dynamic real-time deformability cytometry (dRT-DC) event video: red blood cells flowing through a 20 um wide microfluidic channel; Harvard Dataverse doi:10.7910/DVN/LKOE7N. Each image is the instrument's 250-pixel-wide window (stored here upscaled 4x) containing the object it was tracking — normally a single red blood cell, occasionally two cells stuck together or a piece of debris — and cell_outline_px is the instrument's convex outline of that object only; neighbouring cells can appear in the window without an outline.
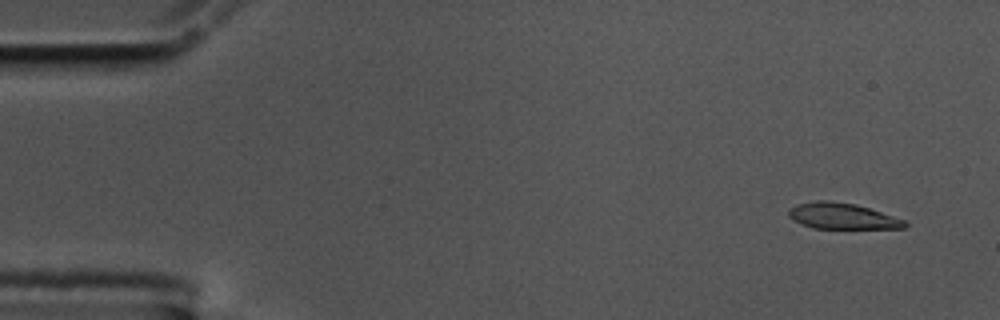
{"species": "common noctule bat (a hibernating species)", "species_latin": "Nyctalus noctula", "temperature_condition": "cold", "stored_images_in_passage": 12, "camera_frame_rate_fps": 3000, "um_per_image_px": 0.085, "animal": {"sex": "male", "body_mass_g": 17.5, "forearm_length_mm": 52.3}, "frame": {"image": 1, "passage_image": 3, "time_ms": 0.667, "image_size_px": [1000, 320], "cell_outline_px": [[908, 224], [904, 228], [812, 228], [800, 224], [792, 220], [788, 216], [788, 208], [796, 204], [816, 200], [824, 200], [856, 204], [904, 220]], "centroid_in_image_um": [71.5, 18.36], "position_along_channel_um": 13.5, "area_um2": 17.51}}